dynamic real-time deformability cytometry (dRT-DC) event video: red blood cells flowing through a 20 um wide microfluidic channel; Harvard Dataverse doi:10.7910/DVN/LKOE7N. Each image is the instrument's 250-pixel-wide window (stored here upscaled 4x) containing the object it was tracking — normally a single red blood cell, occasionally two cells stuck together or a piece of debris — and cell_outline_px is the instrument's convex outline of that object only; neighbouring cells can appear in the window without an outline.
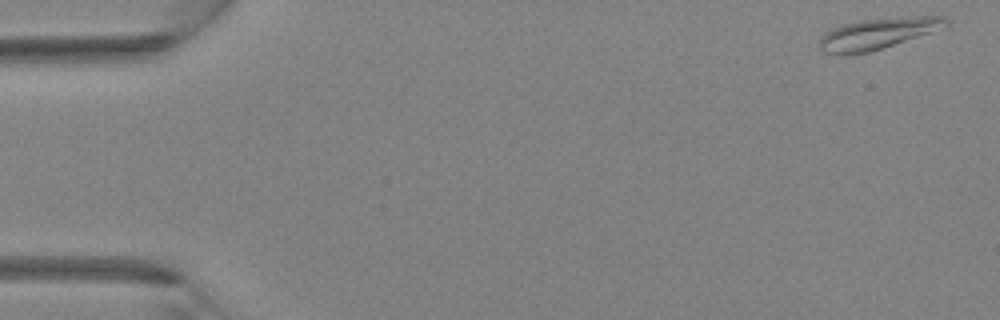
{"species": "Egyptian fruit bat (a non-hibernating species)", "species_latin": "Rousettus aegyptiacus", "temperature_condition": "room temperature", "stored_images_in_passage": 40, "camera_frame_rate_fps": 3000, "um_per_image_px": 0.085, "animal": {"sex": "female"}, "frame": {"image": 1, "passage_image": 1, "time_ms": 0.0, "image_size_px": [1000, 320], "cell_outline_px": [[948, 28], [868, 52], [844, 56], [840, 56], [824, 52], [820, 48], [820, 36], [824, 32], [832, 28], [844, 24], [860, 20], [912, 16], [944, 16], [948, 20]], "centroid_in_image_um": [74.63, 2.86], "position_along_channel_um": 10.4, "area_um2": 23.29}}
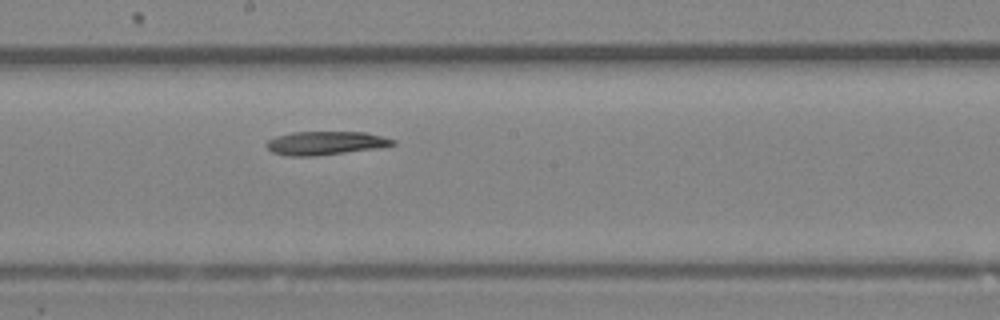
{"frame": {"image": 2, "passage_image": 22, "time_ms": 7.0, "image_size_px": [1000, 320], "cell_outline_px": [[396, 144], [376, 148], [316, 156], [288, 156], [272, 152], [264, 144], [268, 140], [276, 136], [292, 132], [364, 132], [396, 140]], "centroid_in_image_um": [27.62, 12.16], "position_along_channel_um": 220.6, "area_um2": 17.22}}
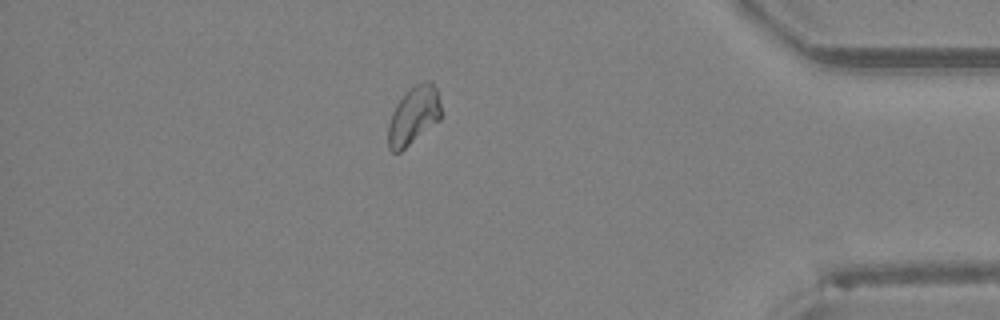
{"frame": {"image": 3, "passage_image": 35, "time_ms": 11.333, "image_size_px": [1000, 320], "cell_outline_px": [[440, 120], [400, 152], [392, 152], [388, 148], [388, 124], [392, 112], [396, 104], [404, 92], [416, 84], [424, 80], [432, 80], [436, 88], [440, 104]], "centroid_in_image_um": [35.14, 9.8], "position_along_channel_um": 400.1, "area_um2": 18.03}}